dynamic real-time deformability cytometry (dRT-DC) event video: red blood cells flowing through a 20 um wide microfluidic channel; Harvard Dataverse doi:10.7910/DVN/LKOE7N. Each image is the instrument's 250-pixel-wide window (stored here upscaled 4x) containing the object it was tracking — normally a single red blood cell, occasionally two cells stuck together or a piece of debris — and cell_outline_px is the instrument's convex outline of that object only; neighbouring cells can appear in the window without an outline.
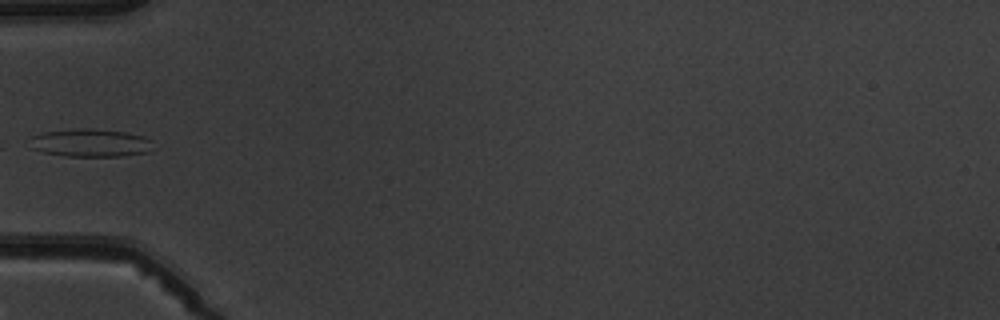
{"species": "common noctule bat (a hibernating species)", "species_latin": "Nyctalus noctula", "temperature_condition": "warm", "stored_images_in_passage": 3, "camera_frame_rate_fps": 3000, "um_per_image_px": 0.085, "animal": {"sex": "male", "body_mass_g": 19.5, "forearm_length_mm": 54.6}, "frame": {"image": 1, "passage_image": 3, "time_ms": 2.333, "image_size_px": [1000, 320], "cell_outline_px": [[152, 140], [148, 152], [120, 156], [64, 156], [44, 152], [32, 148], [32, 136], [44, 132], [76, 128], [88, 128], [124, 132], [144, 136]], "centroid_in_image_um": [7.69, 12.14], "position_along_channel_um": 77.3, "area_um2": 19.83}}